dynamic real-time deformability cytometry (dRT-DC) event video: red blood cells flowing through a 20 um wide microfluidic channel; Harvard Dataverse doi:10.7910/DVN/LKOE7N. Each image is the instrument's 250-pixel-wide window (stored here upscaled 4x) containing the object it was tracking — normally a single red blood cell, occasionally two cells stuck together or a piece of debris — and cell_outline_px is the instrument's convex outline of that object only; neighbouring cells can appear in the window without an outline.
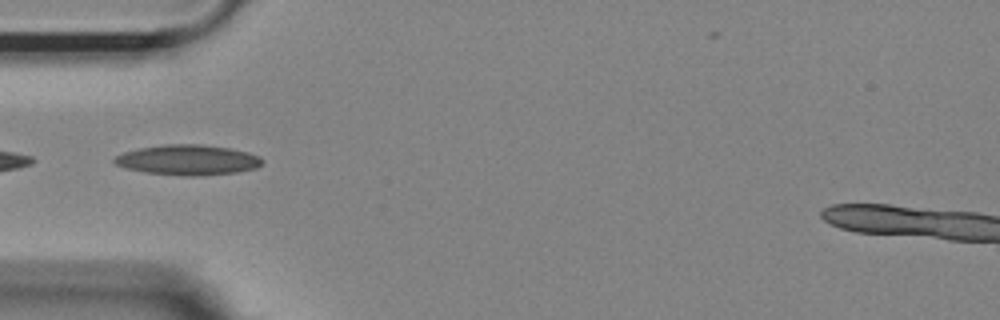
{"species": "Egyptian fruit bat (a non-hibernating species)", "species_latin": "Rousettus aegyptiacus", "temperature_condition": "room temperature", "stored_images_in_passage": 16, "camera_frame_rate_fps": 3000, "um_per_image_px": 0.085, "animal": {"sex": "female"}, "frame": {"image": 1, "passage_image": 14, "time_ms": 4.333, "image_size_px": [1000, 320], "cell_outline_px": [[264, 160], [256, 168], [236, 172], [196, 176], [184, 176], [148, 172], [128, 168], [116, 164], [112, 160], [116, 156], [124, 152], [140, 148], [164, 144], [200, 144], [228, 148], [248, 152], [260, 156]], "centroid_in_image_um": [15.99, 13.59], "position_along_channel_um": 69.0, "area_um2": 25.78}}